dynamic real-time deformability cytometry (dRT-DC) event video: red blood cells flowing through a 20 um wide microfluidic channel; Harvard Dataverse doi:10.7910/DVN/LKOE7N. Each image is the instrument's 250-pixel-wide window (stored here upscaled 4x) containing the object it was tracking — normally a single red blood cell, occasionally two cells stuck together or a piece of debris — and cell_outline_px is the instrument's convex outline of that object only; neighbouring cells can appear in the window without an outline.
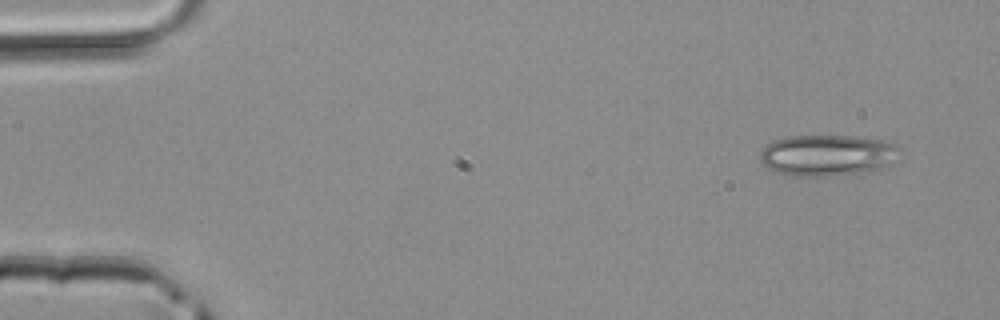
{"species": "common noctule bat (a hibernating species)", "species_latin": "Nyctalus noctula", "temperature_condition": "room temperature", "stored_images_in_passage": 4, "camera_frame_rate_fps": 3000, "um_per_image_px": 0.085, "animal": {"sex": "male", "body_mass_g": 20.4}, "frame": {"image": 1, "passage_image": 1, "time_ms": 0.0, "image_size_px": [1000, 320], "cell_outline_px": [[904, 152], [888, 164], [876, 172], [828, 176], [796, 176], [780, 172], [768, 168], [760, 160], [760, 152], [772, 140], [792, 136], [852, 136], [880, 140], [896, 144]], "centroid_in_image_um": [70.39, 13.2], "position_along_channel_um": 14.6, "area_um2": 33.76}}